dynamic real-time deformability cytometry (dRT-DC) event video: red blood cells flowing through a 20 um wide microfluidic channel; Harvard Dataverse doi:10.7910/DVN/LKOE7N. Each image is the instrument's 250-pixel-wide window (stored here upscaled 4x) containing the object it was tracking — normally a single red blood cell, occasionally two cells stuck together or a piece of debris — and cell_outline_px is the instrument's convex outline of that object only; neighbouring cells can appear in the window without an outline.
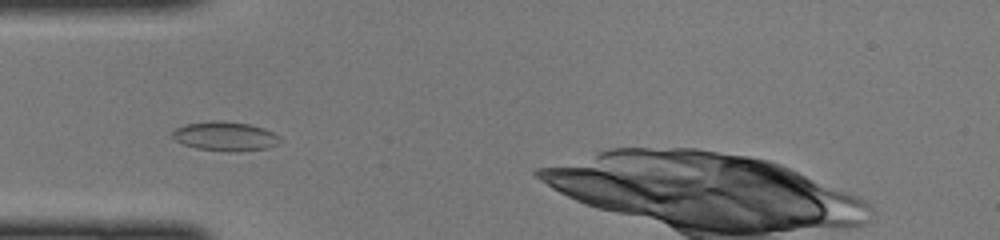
{"species": "common noctule bat (a hibernating species)", "species_latin": "Nyctalus noctula", "temperature_condition": "cold", "stored_images_in_passage": 37, "camera_frame_rate_fps": 3000, "um_per_image_px": 0.085, "animal": {"sex": "female", "body_mass_g": 22.0, "forearm_length_mm": 56.7}, "frame": {"image": 1, "passage_image": 4, "time_ms": 1.0, "image_size_px": [1000, 240], "cell_outline_px": [[280, 140], [276, 144], [268, 148], [196, 148], [184, 144], [176, 140], [172, 136], [172, 132], [176, 128], [184, 124], [208, 120], [220, 120], [248, 124], [264, 128], [280, 136]], "centroid_in_image_um": [19.09, 11.5], "position_along_channel_um": 65.9, "area_um2": 17.28}}
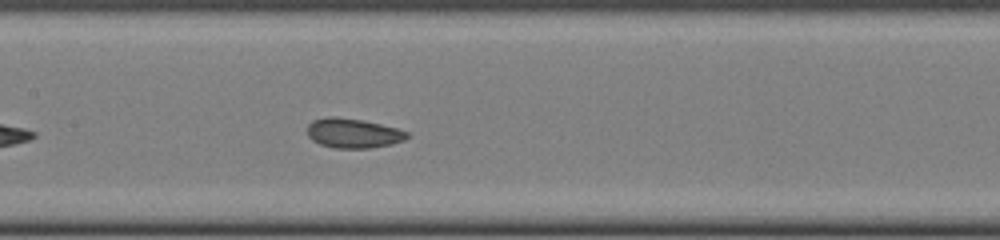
{"frame": {"image": 2, "passage_image": 12, "time_ms": 3.667, "image_size_px": [1000, 240], "cell_outline_px": [[408, 136], [404, 140], [392, 144], [368, 148], [336, 148], [320, 144], [312, 140], [308, 136], [308, 124], [312, 120], [328, 116], [332, 116], [360, 120], [380, 124], [396, 128], [408, 132]], "centroid_in_image_um": [29.99, 11.32], "position_along_channel_um": 177.4, "area_um2": 17.05}}
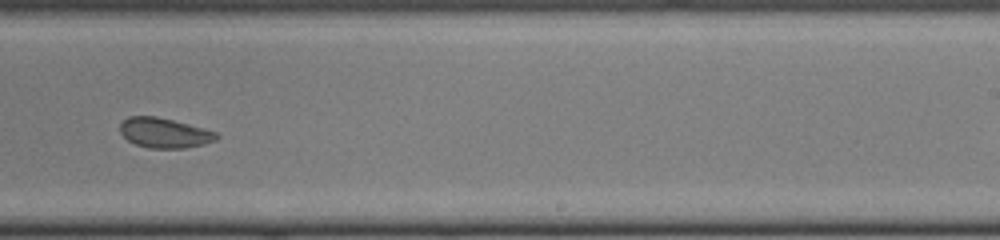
{"frame": {"image": 3, "passage_image": 19, "time_ms": 6.0, "image_size_px": [1000, 240], "cell_outline_px": [[220, 136], [216, 140], [204, 144], [184, 148], [148, 148], [136, 144], [128, 140], [120, 132], [120, 124], [128, 116], [156, 116], [204, 128], [216, 132]], "centroid_in_image_um": [13.98, 11.29], "position_along_channel_um": 275.0, "area_um2": 16.76}}